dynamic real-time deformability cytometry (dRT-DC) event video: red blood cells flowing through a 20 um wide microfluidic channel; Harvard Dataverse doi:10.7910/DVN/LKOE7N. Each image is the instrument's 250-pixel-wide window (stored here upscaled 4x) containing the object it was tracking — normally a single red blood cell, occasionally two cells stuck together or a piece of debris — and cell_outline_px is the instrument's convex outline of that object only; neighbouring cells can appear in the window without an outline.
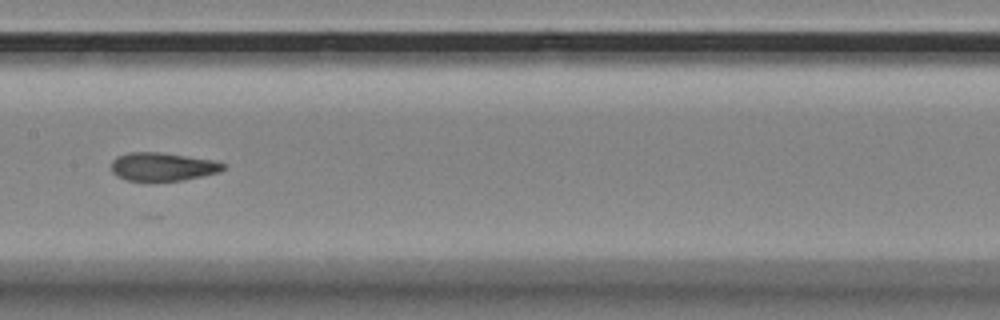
{"species": "Egyptian fruit bat (a non-hibernating species)", "species_latin": "Rousettus aegyptiacus", "temperature_condition": "room temperature", "stored_images_in_passage": 11, "camera_frame_rate_fps": 3000, "um_per_image_px": 0.085, "animal": {"sex": "female"}, "frame": {"image": 1, "passage_image": 4, "time_ms": 1.0, "image_size_px": [1000, 320], "cell_outline_px": [[228, 168], [220, 172], [184, 180], [152, 184], [128, 180], [116, 176], [112, 172], [112, 160], [116, 156], [128, 152], [160, 152], [212, 160], [224, 164]], "centroid_in_image_um": [13.79, 14.21], "position_along_channel_um": 193.6, "area_um2": 19.19}}
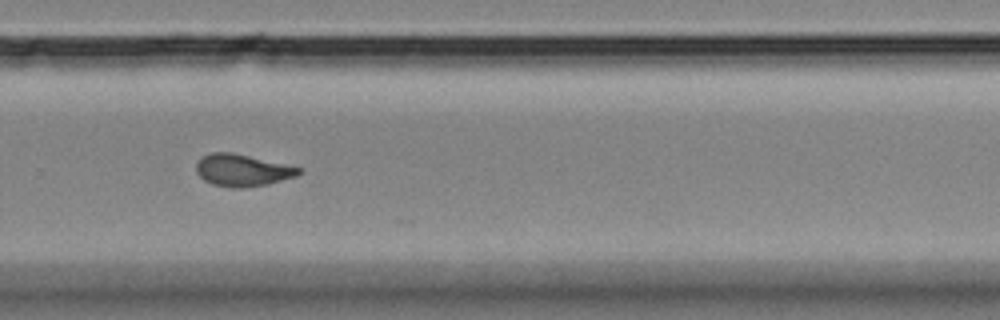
{"frame": {"image": 2, "passage_image": 7, "time_ms": 2.0, "image_size_px": [1000, 320], "cell_outline_px": [[304, 172], [296, 176], [268, 184], [244, 188], [236, 188], [212, 184], [204, 180], [196, 172], [196, 164], [204, 156], [212, 152], [232, 152], [284, 164], [300, 168]], "centroid_in_image_um": [20.6, 14.48], "position_along_channel_um": 309.2, "area_um2": 18.96}}
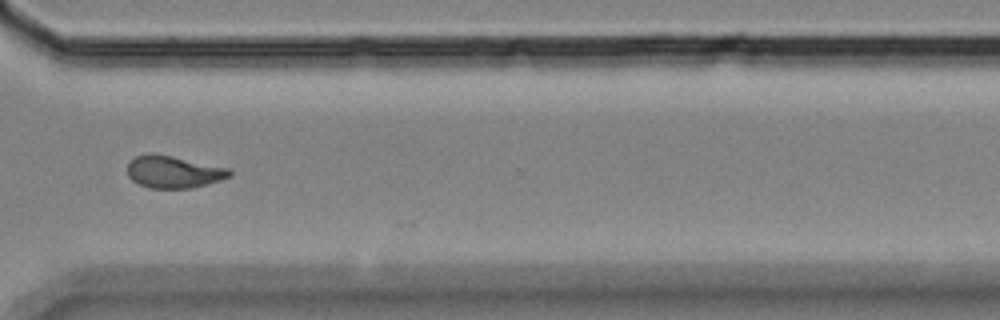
{"frame": {"image": 3, "passage_image": 8, "time_ms": 2.333, "image_size_px": [1000, 320], "cell_outline_px": [[232, 176], [220, 180], [192, 188], [148, 188], [132, 180], [128, 176], [128, 160], [136, 156], [148, 152], [172, 156], [228, 168], [232, 172]], "centroid_in_image_um": [14.72, 14.6], "position_along_channel_um": 355.9, "area_um2": 19.19}}